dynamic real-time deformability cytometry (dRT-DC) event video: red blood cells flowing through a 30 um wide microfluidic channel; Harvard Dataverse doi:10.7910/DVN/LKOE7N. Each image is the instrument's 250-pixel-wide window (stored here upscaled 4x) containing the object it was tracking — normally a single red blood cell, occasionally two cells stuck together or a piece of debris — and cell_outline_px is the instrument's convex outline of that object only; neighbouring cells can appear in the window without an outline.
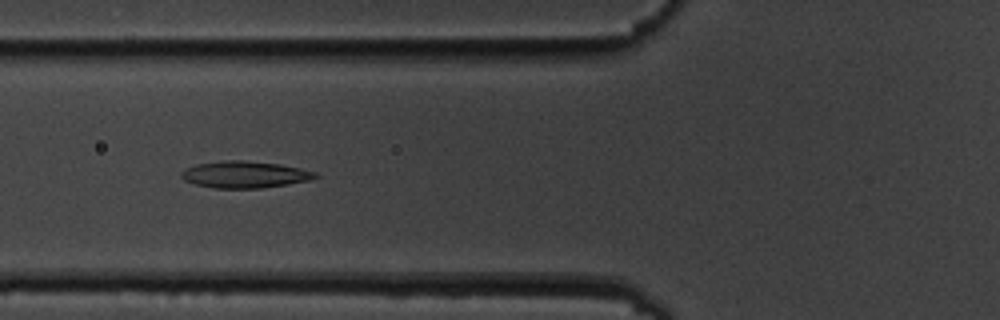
{"species": "common noctule bat (a hibernating species)", "species_latin": "Nyctalus noctula", "temperature_condition": "cold", "stored_images_in_passage": 10, "camera_frame_rate_fps": 3000, "um_per_image_px": 0.085, "animal": {"sex": "male", "body_mass_g": 19.5, "forearm_length_mm": 54.6}, "frame": {"image": 1, "passage_image": 5, "time_ms": 4.333, "image_size_px": [1000, 320], "cell_outline_px": [[320, 176], [308, 180], [288, 184], [260, 188], [212, 188], [196, 184], [184, 180], [180, 176], [180, 172], [196, 164], [224, 160], [240, 160], [280, 164], [300, 168], [316, 172]], "centroid_in_image_um": [20.8, 14.83], "position_along_channel_um": 105.0, "area_um2": 20.81}}
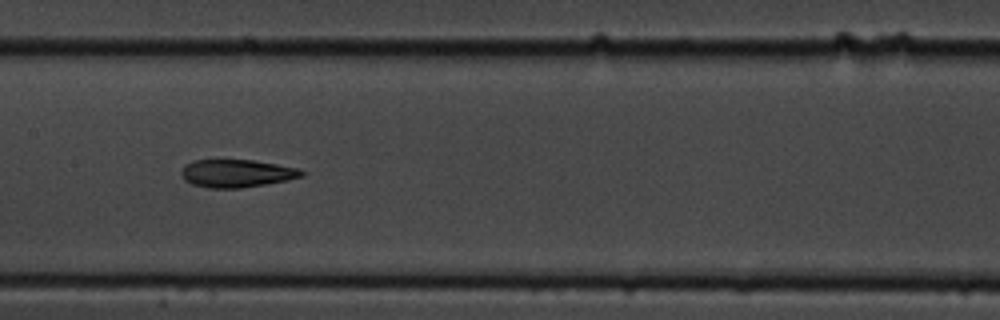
{"frame": {"image": 2, "passage_image": 7, "time_ms": 6.667, "image_size_px": [1000, 320], "cell_outline_px": [[304, 176], [264, 184], [240, 188], [208, 188], [192, 184], [184, 180], [180, 172], [192, 160], [252, 160], [276, 164], [296, 168], [304, 172]], "centroid_in_image_um": [20.08, 14.74], "position_along_channel_um": 187.3, "area_um2": 19.19}}
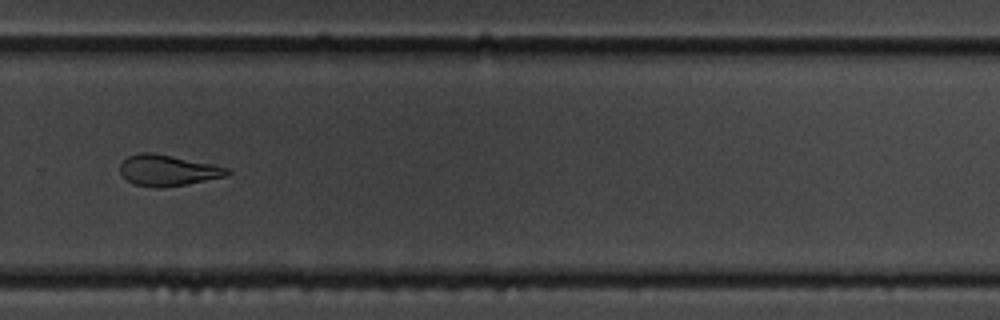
{"frame": {"image": 3, "passage_image": 10, "time_ms": 10.333, "image_size_px": [1000, 320], "cell_outline_px": [[232, 172], [224, 176], [188, 184], [160, 188], [156, 188], [132, 184], [120, 172], [120, 164], [128, 156], [140, 152], [152, 152], [232, 168]], "centroid_in_image_um": [14.26, 14.48], "position_along_channel_um": 315.5, "area_um2": 19.36}}